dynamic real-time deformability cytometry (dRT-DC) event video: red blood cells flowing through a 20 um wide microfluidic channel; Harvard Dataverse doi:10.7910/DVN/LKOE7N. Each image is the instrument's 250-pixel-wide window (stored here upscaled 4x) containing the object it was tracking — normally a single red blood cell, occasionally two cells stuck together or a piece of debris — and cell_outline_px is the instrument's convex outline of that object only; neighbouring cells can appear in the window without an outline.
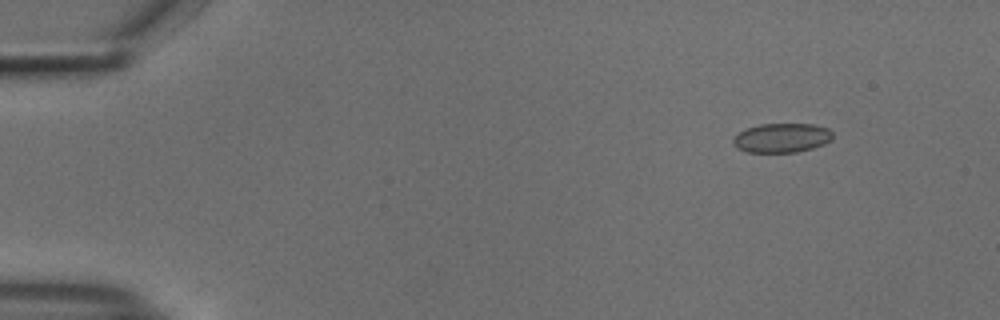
{"species": "common noctule bat (a hibernating species)", "species_latin": "Nyctalus noctula", "temperature_condition": "cold", "stored_images_in_passage": 14, "camera_frame_rate_fps": 3000, "um_per_image_px": 0.085, "animal": {"sex": "male", "body_mass_g": 18.8}, "frame": {"image": 1, "passage_image": 2, "time_ms": 0.333, "image_size_px": [1000, 320], "cell_outline_px": [[832, 140], [824, 144], [812, 148], [796, 152], [744, 152], [736, 148], [732, 144], [732, 140], [744, 128], [760, 124], [812, 124], [828, 128], [832, 132]], "centroid_in_image_um": [66.42, 11.72], "position_along_channel_um": 18.6, "area_um2": 17.11}}
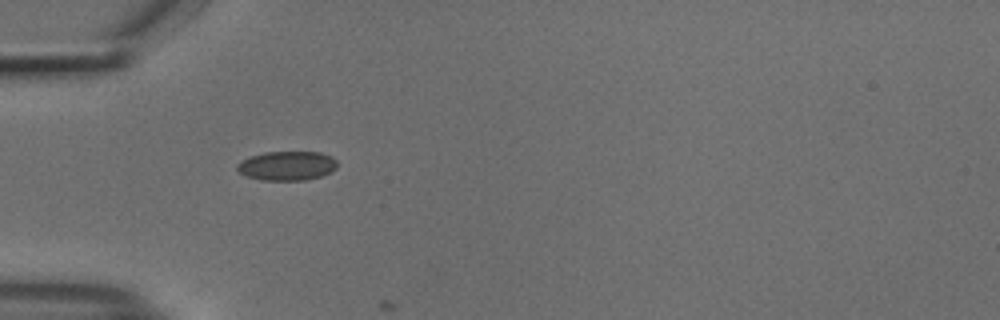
{"frame": {"image": 2, "passage_image": 13, "time_ms": 4.0, "image_size_px": [1000, 320], "cell_outline_px": [[336, 168], [332, 172], [320, 176], [304, 180], [260, 180], [244, 176], [236, 168], [236, 164], [248, 156], [264, 152], [320, 152], [332, 156], [336, 160]], "centroid_in_image_um": [24.37, 14.09], "position_along_channel_um": 60.6, "area_um2": 17.22}}